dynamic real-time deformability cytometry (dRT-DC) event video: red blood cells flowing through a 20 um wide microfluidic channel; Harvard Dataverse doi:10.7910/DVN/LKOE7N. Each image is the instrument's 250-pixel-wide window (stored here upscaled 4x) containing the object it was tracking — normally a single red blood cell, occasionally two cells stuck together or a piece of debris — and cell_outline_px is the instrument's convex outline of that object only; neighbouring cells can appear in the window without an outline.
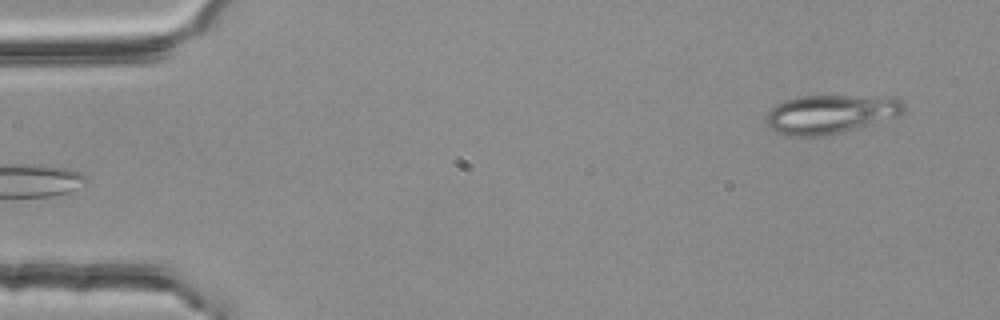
{"species": "common noctule bat (a hibernating species)", "species_latin": "Nyctalus noctula", "temperature_condition": "room temperature", "stored_images_in_passage": 4, "camera_frame_rate_fps": 3000, "um_per_image_px": 0.085, "animal": {"sex": "female", "body_mass_g": 25.1}, "frame": {"image": 1, "passage_image": 4, "time_ms": 1.0, "image_size_px": [1000, 320], "cell_outline_px": [[908, 108], [900, 116], [860, 128], [828, 136], [784, 136], [768, 128], [764, 120], [764, 116], [768, 108], [784, 100], [800, 96], [896, 96], [904, 100]], "centroid_in_image_um": [70.62, 9.7], "position_along_channel_um": 14.4, "area_um2": 32.48}}